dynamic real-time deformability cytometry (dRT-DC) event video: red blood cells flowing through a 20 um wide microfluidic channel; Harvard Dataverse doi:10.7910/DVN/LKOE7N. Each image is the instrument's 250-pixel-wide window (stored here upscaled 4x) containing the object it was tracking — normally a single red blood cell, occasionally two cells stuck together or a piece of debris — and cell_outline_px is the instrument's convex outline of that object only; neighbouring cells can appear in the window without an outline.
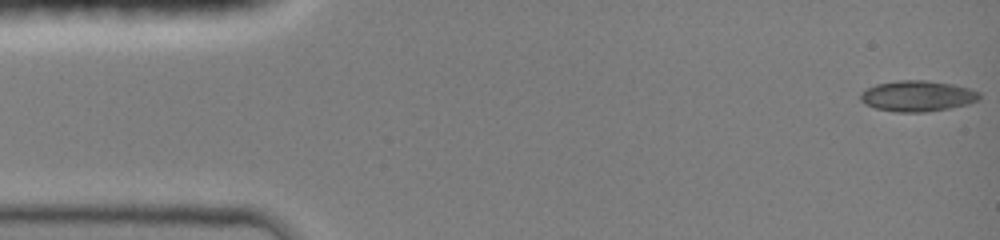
{"species": "common noctule bat (a hibernating species)", "species_latin": "Nyctalus noctula", "temperature_condition": "room temperature", "stored_images_in_passage": 26, "camera_frame_rate_fps": 3000, "um_per_image_px": 0.085, "animal": {"sex": "female", "body_mass_g": 19.0, "forearm_length_mm": 51.5}, "frame": {"image": 1, "passage_image": 1, "time_ms": 0.0, "image_size_px": [1000, 240], "cell_outline_px": [[980, 100], [968, 104], [948, 108], [924, 112], [896, 112], [876, 108], [864, 104], [860, 100], [860, 92], [876, 84], [900, 80], [924, 80], [952, 84], [968, 88], [980, 92]], "centroid_in_image_um": [77.97, 8.16], "position_along_channel_um": 7.0, "area_um2": 21.33}}
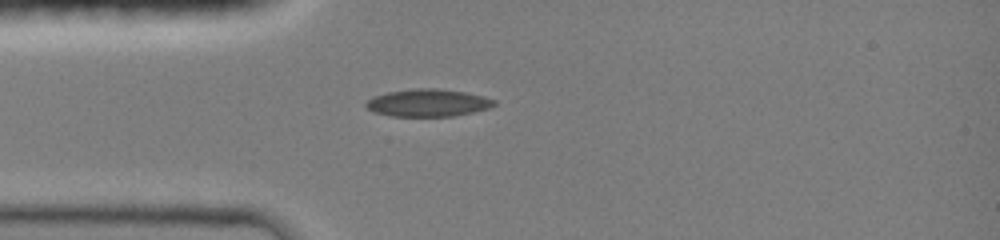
{"frame": {"image": 2, "passage_image": 17, "time_ms": 3.667, "image_size_px": [1000, 240], "cell_outline_px": [[496, 104], [488, 108], [472, 112], [452, 116], [392, 116], [376, 112], [368, 108], [364, 104], [372, 96], [388, 92], [416, 88], [436, 88], [464, 92], [484, 96], [496, 100]], "centroid_in_image_um": [36.38, 8.73], "position_along_channel_um": 48.6, "area_um2": 20.35}}
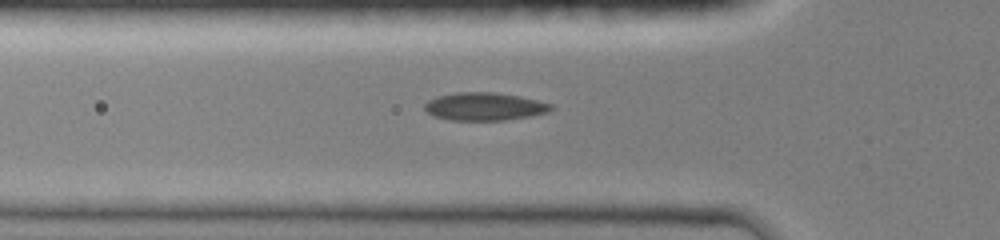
{"frame": {"image": 3, "passage_image": 22, "time_ms": 4.667, "image_size_px": [1000, 240], "cell_outline_px": [[552, 108], [548, 112], [528, 116], [504, 120], [452, 120], [436, 116], [428, 112], [424, 108], [424, 104], [428, 100], [436, 96], [456, 92], [496, 92], [520, 96], [552, 104]], "centroid_in_image_um": [41.16, 9.04], "position_along_channel_um": 84.6, "area_um2": 20.4}}